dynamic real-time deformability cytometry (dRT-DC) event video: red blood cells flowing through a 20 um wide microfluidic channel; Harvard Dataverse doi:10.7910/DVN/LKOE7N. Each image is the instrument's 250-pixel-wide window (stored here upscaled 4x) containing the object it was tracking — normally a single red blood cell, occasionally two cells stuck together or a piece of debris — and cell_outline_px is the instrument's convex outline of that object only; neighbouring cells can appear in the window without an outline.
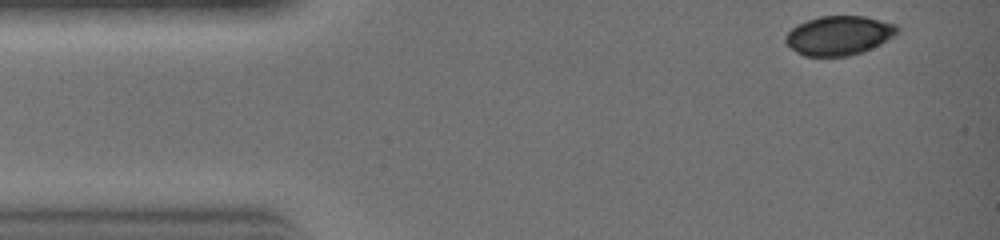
{"species": "common noctule bat (a hibernating species)", "species_latin": "Nyctalus noctula", "temperature_condition": "warm", "stored_images_in_passage": 9, "camera_frame_rate_fps": 3000, "um_per_image_px": 0.085, "animal": {"sex": "female", "body_mass_g": 19.0, "forearm_length_mm": 51.5}, "frame": {"image": 1, "passage_image": 1, "time_ms": 0.0, "image_size_px": [1000, 240], "cell_outline_px": [[900, 28], [892, 36], [880, 44], [860, 52], [848, 56], [804, 56], [796, 52], [784, 40], [784, 36], [792, 28], [808, 20], [820, 16], [864, 16], [896, 24]], "centroid_in_image_um": [71.29, 3.01], "position_along_channel_um": 13.7, "area_um2": 25.2}}
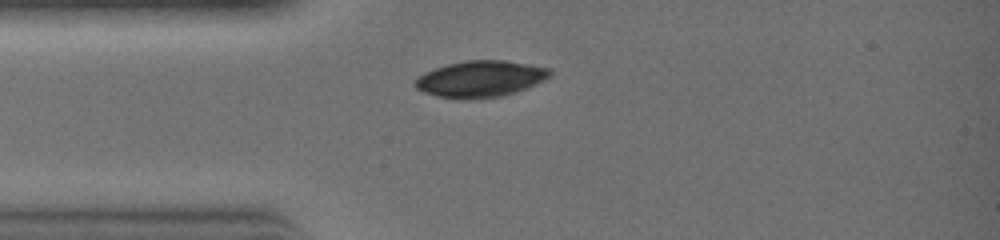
{"frame": {"image": 2, "passage_image": 6, "time_ms": 1.667, "image_size_px": [1000, 240], "cell_outline_px": [[552, 72], [544, 80], [536, 84], [516, 92], [504, 96], [440, 96], [424, 92], [416, 88], [412, 84], [424, 72], [448, 64], [468, 60], [504, 60], [528, 64], [548, 68]], "centroid_in_image_um": [40.86, 6.66], "position_along_channel_um": 44.1, "area_um2": 27.51}}
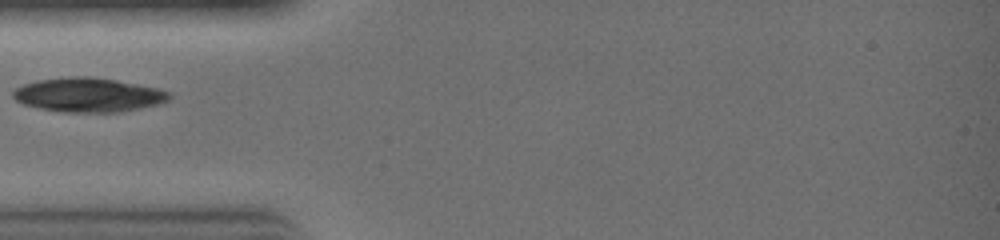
{"frame": {"image": 3, "passage_image": 8, "time_ms": 2.333, "image_size_px": [1000, 240], "cell_outline_px": [[172, 96], [168, 100], [156, 104], [140, 108], [116, 112], [64, 112], [40, 108], [24, 104], [16, 100], [12, 96], [12, 92], [16, 88], [24, 84], [40, 80], [72, 76], [92, 76], [116, 80], [160, 88], [172, 92]], "centroid_in_image_um": [7.54, 8.06], "position_along_channel_um": 77.5, "area_um2": 31.04}}